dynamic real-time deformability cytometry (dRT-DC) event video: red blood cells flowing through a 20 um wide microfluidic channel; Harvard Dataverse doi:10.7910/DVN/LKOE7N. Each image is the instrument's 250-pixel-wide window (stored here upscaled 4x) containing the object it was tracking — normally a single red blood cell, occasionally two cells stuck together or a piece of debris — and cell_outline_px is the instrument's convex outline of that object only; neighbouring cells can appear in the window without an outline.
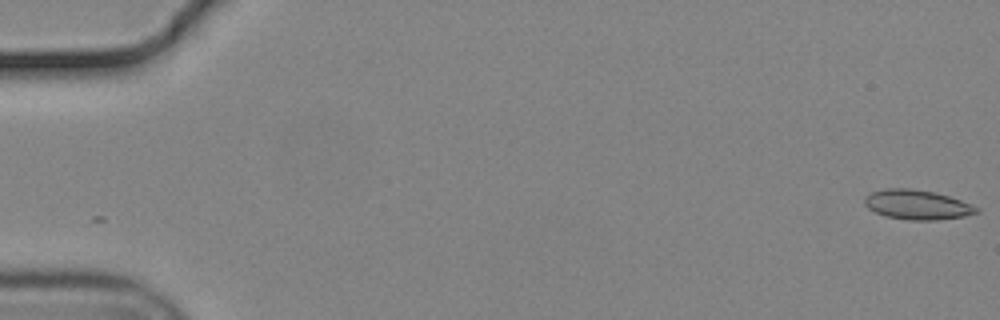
{"species": "common noctule bat (a hibernating species)", "species_latin": "Nyctalus noctula", "temperature_condition": "cold", "stored_images_in_passage": 56, "camera_frame_rate_fps": 3000, "um_per_image_px": 0.085, "animal": {"sex": "male", "body_mass_g": 19.2, "forearm_length_mm": 51.8}, "frame": {"image": 1, "passage_image": 1, "time_ms": 0.0, "image_size_px": [1000, 320], "cell_outline_px": [[980, 212], [964, 216], [936, 220], [908, 220], [884, 216], [868, 208], [864, 204], [864, 196], [872, 192], [888, 188], [912, 188], [932, 192], [948, 196], [960, 200], [980, 208]], "centroid_in_image_um": [77.94, 17.4], "position_along_channel_um": 7.1, "area_um2": 19.31}}
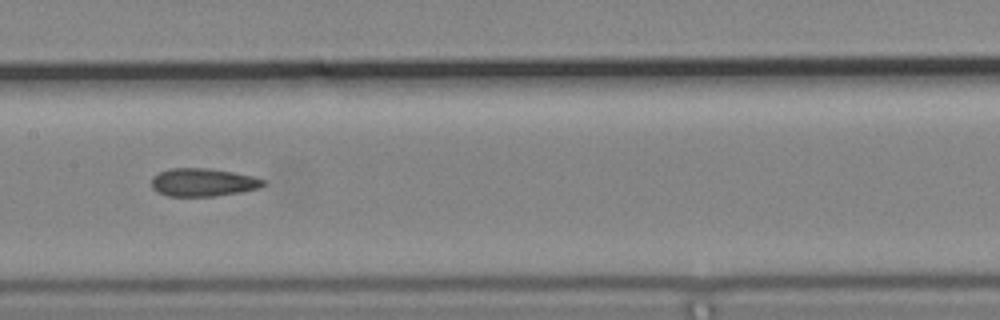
{"frame": {"image": 2, "passage_image": 29, "time_ms": 9.333, "image_size_px": [1000, 320], "cell_outline_px": [[264, 184], [260, 188], [240, 192], [216, 196], [168, 196], [156, 192], [152, 188], [152, 176], [160, 172], [172, 168], [208, 168], [232, 172], [252, 176], [264, 180]], "centroid_in_image_um": [17.22, 15.5], "position_along_channel_um": 190.2, "area_um2": 18.21}}
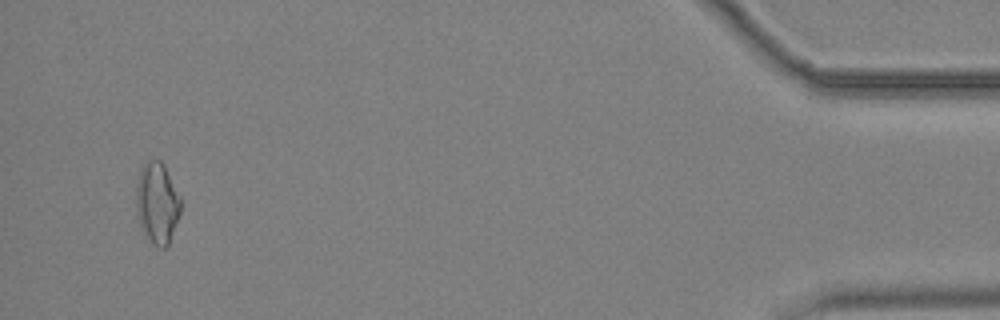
{"frame": {"image": 3, "passage_image": 54, "time_ms": 17.667, "image_size_px": [1000, 320], "cell_outline_px": [[180, 212], [168, 244], [164, 248], [160, 248], [152, 244], [140, 228], [136, 212], [136, 184], [140, 168], [148, 160], [160, 160], [164, 164], [180, 196]], "centroid_in_image_um": [13.33, 17.25], "position_along_channel_um": 421.9, "area_um2": 21.15}, "authors_computed_cell_mechanics": {"area_um2": 18.4382, "velocity_mm_per_s": 3.7188, "shape_relaxation_time_tau1_ms": 10.1641, "shape_relaxation_time_tau2_ms": 3.8997, "deformation_change_tau1": 0.1791, "deformation_change_tau2": 0.131}}